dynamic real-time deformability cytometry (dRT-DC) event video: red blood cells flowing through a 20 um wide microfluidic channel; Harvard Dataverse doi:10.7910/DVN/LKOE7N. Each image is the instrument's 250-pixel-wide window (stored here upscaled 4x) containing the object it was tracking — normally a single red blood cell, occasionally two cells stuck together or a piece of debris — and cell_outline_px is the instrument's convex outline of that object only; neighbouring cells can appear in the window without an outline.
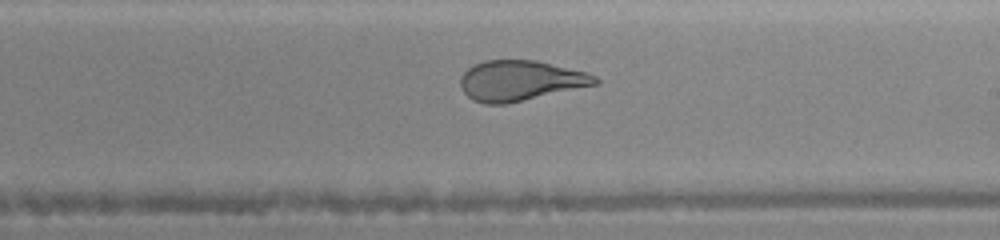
{"species": "human", "species_latin": "Homo sapiens", "temperature_condition": "warm", "stored_images_in_passage": 14, "camera_frame_rate_fps": 3000, "um_per_image_px": 0.085, "donor": {"sex": "female"}, "frame": {"image": 1, "passage_image": 14, "time_ms": 6.667, "image_size_px": [1000, 240], "cell_outline_px": [[600, 84], [508, 104], [484, 104], [472, 100], [464, 92], [460, 84], [460, 76], [468, 68], [484, 60], [536, 60], [588, 72], [596, 76], [600, 80]], "centroid_in_image_um": [44.26, 6.86], "position_along_channel_um": 244.7, "area_um2": 32.02}}